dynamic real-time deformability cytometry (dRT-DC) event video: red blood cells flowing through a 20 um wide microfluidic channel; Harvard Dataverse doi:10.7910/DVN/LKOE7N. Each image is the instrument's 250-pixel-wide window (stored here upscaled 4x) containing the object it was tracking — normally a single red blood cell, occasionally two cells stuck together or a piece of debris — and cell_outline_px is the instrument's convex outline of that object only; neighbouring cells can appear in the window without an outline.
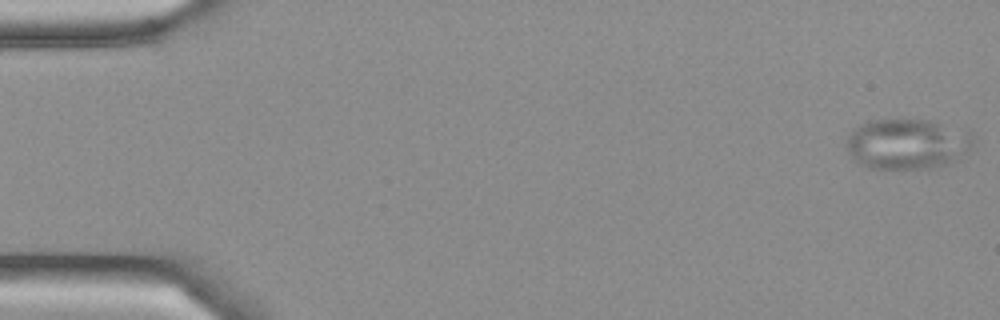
{"species": "Egyptian fruit bat (a non-hibernating species)", "species_latin": "Rousettus aegyptiacus", "temperature_condition": "cold", "stored_images_in_passage": 5, "camera_frame_rate_fps": 3000, "um_per_image_px": 0.085, "frame": {"image": 1, "passage_image": 1, "time_ms": 0.0, "image_size_px": [1000, 320], "cell_outline_px": [[976, 144], [960, 160], [948, 164], [928, 168], [868, 168], [852, 160], [844, 144], [852, 128], [860, 124], [872, 120], [936, 120], [968, 128], [976, 136]], "centroid_in_image_um": [77.21, 12.21], "position_along_channel_um": 7.8, "area_um2": 38.67}}